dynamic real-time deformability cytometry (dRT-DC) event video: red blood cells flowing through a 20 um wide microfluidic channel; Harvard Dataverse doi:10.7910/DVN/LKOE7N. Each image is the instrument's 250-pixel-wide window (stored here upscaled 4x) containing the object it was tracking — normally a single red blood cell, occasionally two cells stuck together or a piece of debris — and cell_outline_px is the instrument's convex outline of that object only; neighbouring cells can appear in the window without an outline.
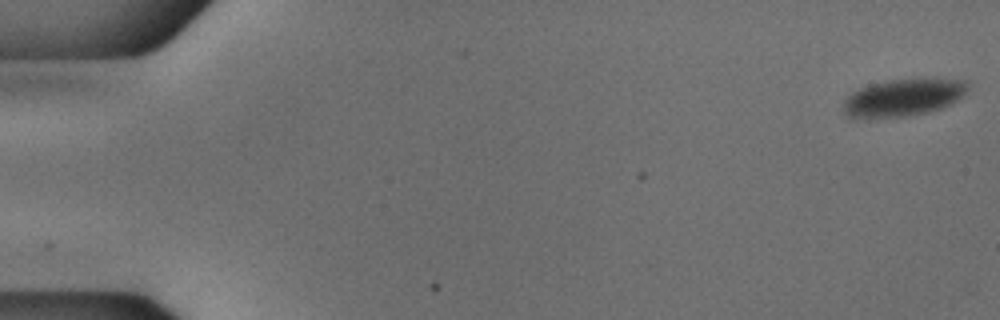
{"species": "common noctule bat (a hibernating species)", "species_latin": "Nyctalus noctula", "temperature_condition": "cold", "stored_images_in_passage": 35, "camera_frame_rate_fps": 3000, "um_per_image_px": 0.085, "animal": {"sex": "male", "body_mass_g": 18.8}, "frame": {"image": 1, "passage_image": 1, "time_ms": 0.0, "image_size_px": [1000, 320], "cell_outline_px": [[968, 88], [956, 100], [940, 108], [928, 112], [908, 116], [848, 116], [844, 112], [844, 100], [852, 92], [860, 88], [872, 84], [888, 80], [968, 80]], "centroid_in_image_um": [76.77, 8.28], "position_along_channel_um": 8.2, "area_um2": 25.84}}
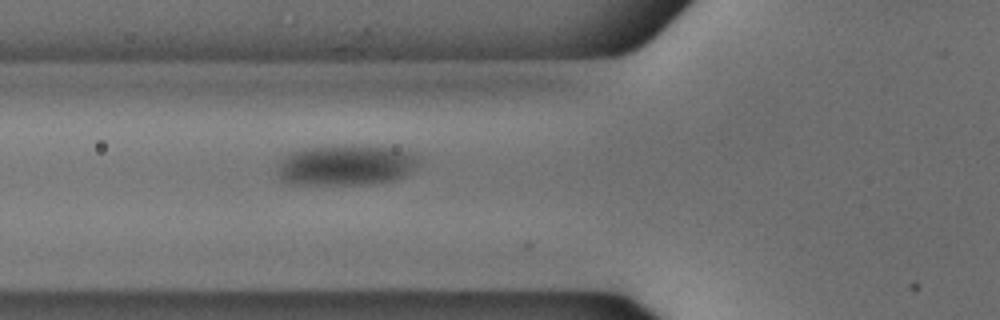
{"frame": {"image": 2, "passage_image": 20, "time_ms": 6.333, "image_size_px": [1000, 320], "cell_outline_px": [[416, 160], [412, 168], [404, 176], [392, 180], [376, 184], [288, 184], [280, 180], [276, 172], [280, 160], [288, 152], [304, 148], [324, 144], [360, 144], [396, 148], [408, 152], [416, 156]], "centroid_in_image_um": [29.28, 14.0], "position_along_channel_um": 96.5, "area_um2": 34.16}}
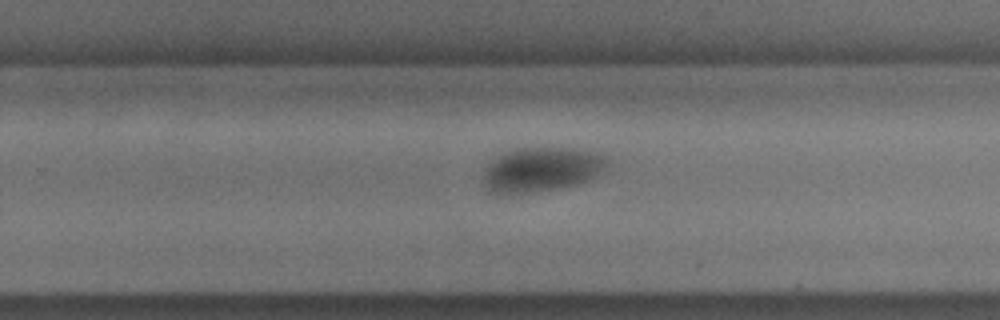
{"frame": {"image": 3, "passage_image": 35, "time_ms": 11.333, "image_size_px": [1000, 320], "cell_outline_px": [[612, 164], [588, 180], [576, 184], [556, 188], [508, 196], [492, 192], [484, 188], [484, 172], [488, 164], [496, 156], [504, 152], [516, 148], [572, 148], [596, 152], [608, 156]], "centroid_in_image_um": [46.03, 14.41], "position_along_channel_um": 283.8, "area_um2": 32.6}}